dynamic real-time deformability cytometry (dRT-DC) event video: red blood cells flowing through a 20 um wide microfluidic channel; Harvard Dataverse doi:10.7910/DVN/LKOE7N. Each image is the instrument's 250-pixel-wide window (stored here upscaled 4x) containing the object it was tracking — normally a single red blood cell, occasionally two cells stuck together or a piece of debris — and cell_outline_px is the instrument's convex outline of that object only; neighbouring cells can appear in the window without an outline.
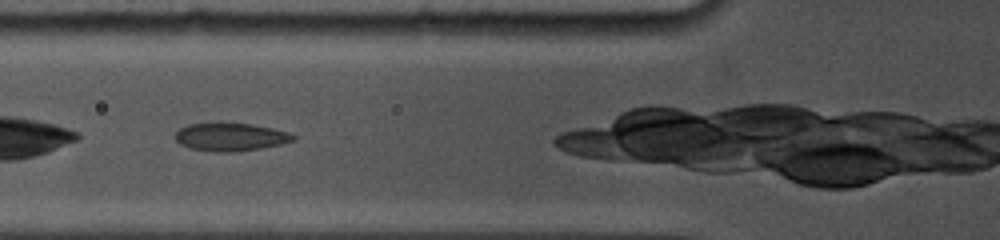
{"species": "common noctule bat (a hibernating species)", "species_latin": "Nyctalus noctula", "temperature_condition": "cold", "stored_images_in_passage": 11, "camera_frame_rate_fps": 5000, "um_per_image_px": 0.085, "animal": {"sex": "female", "body_mass_g": 19.0, "forearm_length_mm": 53.3}, "frame": {"image": 1, "passage_image": 4, "time_ms": 1.6, "image_size_px": [1000, 240], "cell_outline_px": [[296, 140], [280, 144], [260, 148], [236, 152], [212, 152], [192, 148], [180, 144], [172, 136], [180, 128], [188, 124], [216, 120], [220, 120], [252, 124], [272, 128], [288, 132], [296, 136]], "centroid_in_image_um": [19.54, 11.6], "position_along_channel_um": 106.3, "area_um2": 20.06}}
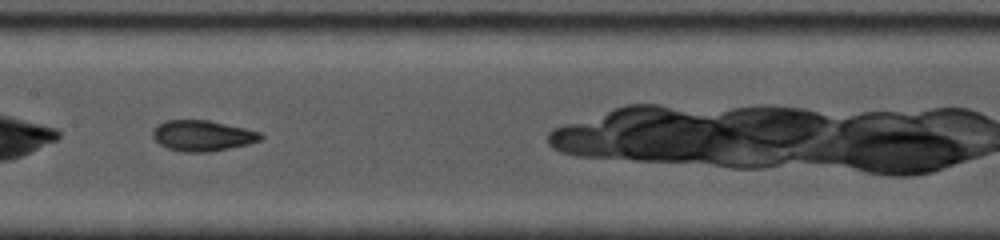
{"frame": {"image": 2, "passage_image": 8, "time_ms": 3.8, "image_size_px": [1000, 240], "cell_outline_px": [[264, 136], [260, 140], [248, 144], [208, 152], [180, 152], [168, 148], [160, 144], [152, 136], [152, 128], [156, 124], [164, 120], [208, 120], [244, 128], [260, 132]], "centroid_in_image_um": [17.16, 11.52], "position_along_channel_um": 190.2, "area_um2": 19.36}}